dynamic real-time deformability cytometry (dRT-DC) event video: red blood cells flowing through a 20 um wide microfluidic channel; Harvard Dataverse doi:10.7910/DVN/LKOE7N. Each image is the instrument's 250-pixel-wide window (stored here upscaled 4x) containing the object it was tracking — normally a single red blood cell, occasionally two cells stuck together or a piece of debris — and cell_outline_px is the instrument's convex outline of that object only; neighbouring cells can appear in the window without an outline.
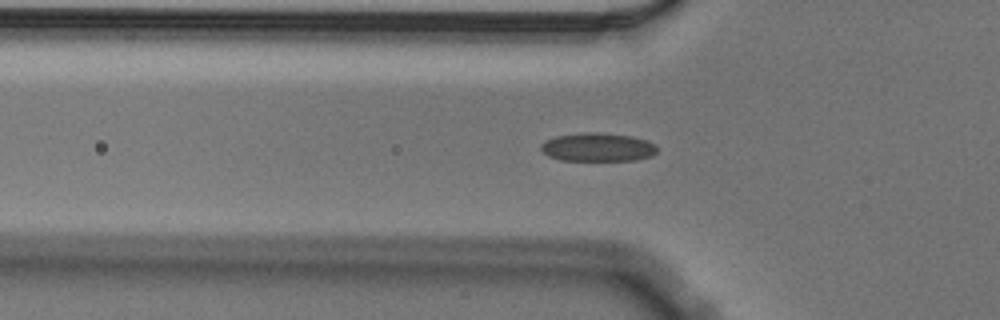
{"species": "Egyptian fruit bat (a non-hibernating species)", "species_latin": "Rousettus aegyptiacus", "temperature_condition": "cold", "stored_images_in_passage": 54, "camera_frame_rate_fps": 3000, "um_per_image_px": 0.085, "animal": {"sex": "male"}, "frame": {"image": 1, "passage_image": 18, "time_ms": 5.667, "image_size_px": [1000, 320], "cell_outline_px": [[656, 152], [652, 156], [636, 160], [560, 160], [548, 156], [540, 148], [540, 144], [556, 136], [584, 132], [600, 132], [628, 136], [648, 140], [656, 144]], "centroid_in_image_um": [50.82, 12.51], "position_along_channel_um": 75.0, "area_um2": 19.25}}
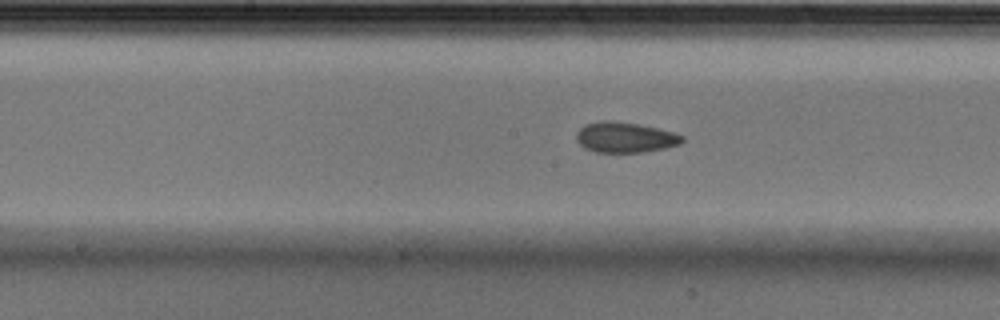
{"frame": {"image": 2, "passage_image": 28, "time_ms": 9.0, "image_size_px": [1000, 320], "cell_outline_px": [[684, 140], [680, 144], [664, 148], [644, 152], [596, 152], [584, 148], [576, 140], [576, 132], [584, 124], [600, 120], [616, 120], [640, 124], [672, 132], [684, 136]], "centroid_in_image_um": [53.09, 11.66], "position_along_channel_um": 195.1, "area_um2": 18.96}}
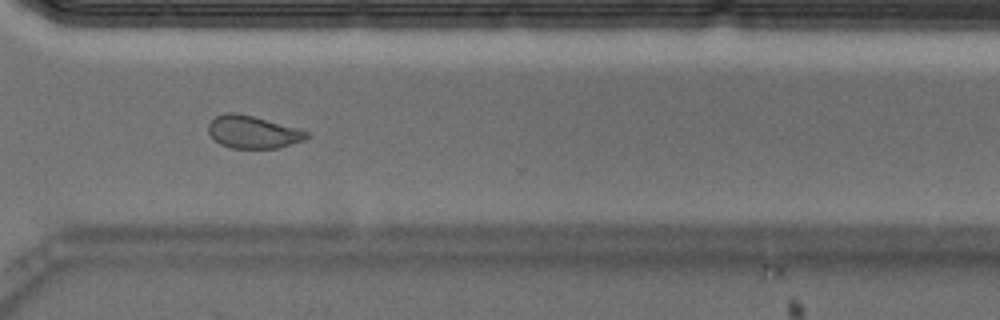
{"frame": {"image": 3, "passage_image": 41, "time_ms": 13.333, "image_size_px": [1000, 320], "cell_outline_px": [[308, 136], [304, 140], [276, 148], [232, 148], [220, 144], [208, 132], [208, 124], [216, 116], [228, 112], [236, 112], [252, 116], [308, 132]], "centroid_in_image_um": [21.44, 11.22], "position_along_channel_um": 349.2, "area_um2": 18.15}}